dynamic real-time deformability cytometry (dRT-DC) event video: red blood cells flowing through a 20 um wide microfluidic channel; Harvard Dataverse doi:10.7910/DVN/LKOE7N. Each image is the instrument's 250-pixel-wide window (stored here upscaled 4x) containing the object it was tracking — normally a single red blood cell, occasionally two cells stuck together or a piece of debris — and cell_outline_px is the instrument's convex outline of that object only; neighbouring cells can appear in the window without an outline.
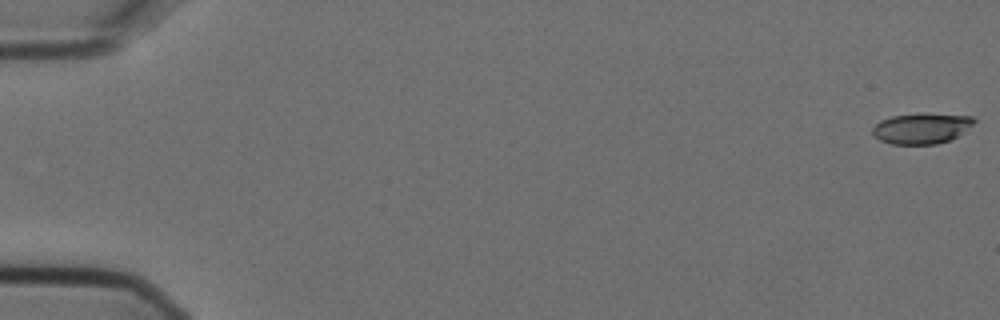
{"species": "Egyptian fruit bat (a non-hibernating species)", "species_latin": "Rousettus aegyptiacus", "temperature_condition": "cold", "stored_images_in_passage": 5, "camera_frame_rate_fps": 3000, "um_per_image_px": 0.085, "animal": {"sex": "female"}, "frame": {"image": 1, "passage_image": 1, "time_ms": 0.0, "image_size_px": [1000, 320], "cell_outline_px": [[976, 120], [972, 124], [956, 136], [948, 140], [936, 144], [892, 144], [880, 140], [872, 136], [872, 128], [880, 120], [892, 116], [972, 116]], "centroid_in_image_um": [78.23, 10.96], "position_along_channel_um": 6.8, "area_um2": 17.05}}
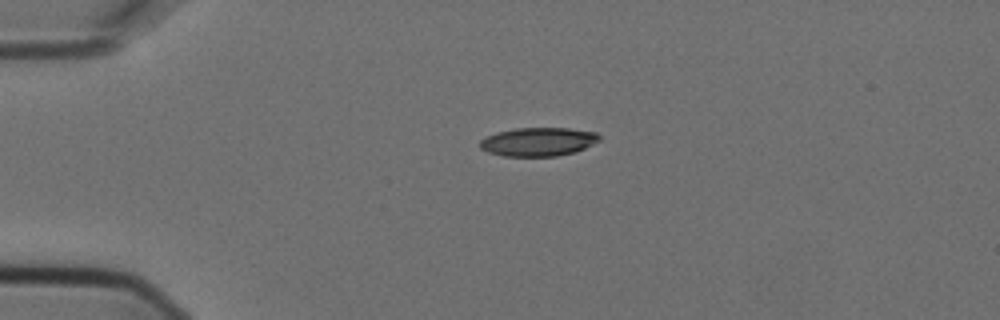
{"frame": {"image": 2, "passage_image": 4, "time_ms": 1.0, "image_size_px": [1000, 320], "cell_outline_px": [[600, 140], [576, 152], [556, 156], [504, 156], [488, 152], [480, 148], [480, 140], [496, 132], [516, 128], [568, 128], [596, 132], [600, 136]], "centroid_in_image_um": [45.75, 12.05], "position_along_channel_um": 39.2, "area_um2": 19.88}}